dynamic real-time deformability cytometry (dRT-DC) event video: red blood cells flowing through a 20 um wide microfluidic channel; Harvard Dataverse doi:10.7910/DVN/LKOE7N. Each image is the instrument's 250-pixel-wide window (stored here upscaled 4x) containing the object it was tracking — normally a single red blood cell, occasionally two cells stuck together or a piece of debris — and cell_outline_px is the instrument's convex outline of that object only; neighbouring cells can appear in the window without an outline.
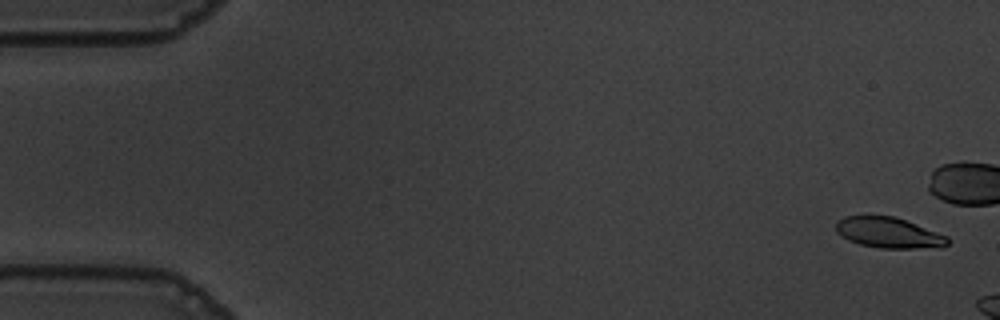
{"species": "common noctule bat (a hibernating species)", "species_latin": "Nyctalus noctula", "temperature_condition": "warm", "stored_images_in_passage": 8, "camera_frame_rate_fps": 3000, "um_per_image_px": 0.085, "animal": {"sex": "male", "body_mass_g": 19.5, "forearm_length_mm": 54.6}, "frame": {"image": 1, "passage_image": 2, "time_ms": 0.333, "image_size_px": [1000, 320], "cell_outline_px": [[948, 244], [944, 248], [880, 248], [860, 244], [848, 240], [836, 232], [836, 220], [844, 216], [896, 216], [948, 236]], "centroid_in_image_um": [75.56, 19.78], "position_along_channel_um": 9.4, "area_um2": 20.11}}